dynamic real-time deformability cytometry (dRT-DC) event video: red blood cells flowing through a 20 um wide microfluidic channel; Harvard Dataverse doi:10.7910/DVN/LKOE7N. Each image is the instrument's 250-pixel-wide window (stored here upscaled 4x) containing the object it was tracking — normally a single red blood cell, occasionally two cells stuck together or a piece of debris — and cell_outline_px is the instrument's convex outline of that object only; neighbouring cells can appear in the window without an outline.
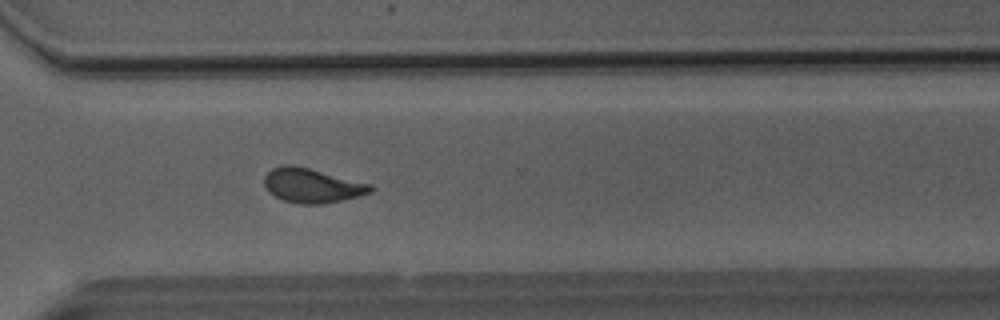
{"species": "Egyptian fruit bat (a non-hibernating species)", "species_latin": "Rousettus aegyptiacus", "temperature_condition": "room temperature", "stored_images_in_passage": 52, "segment_of_instrument_passage": [1, 2], "camera_frame_rate_fps": 3000, "um_per_image_px": 0.085, "animal": {"sex": "male"}, "frame": {"image": 1, "passage_image": 37, "time_ms": 12.0, "image_size_px": [1000, 320], "cell_outline_px": [[376, 188], [372, 192], [324, 204], [300, 204], [284, 200], [268, 192], [264, 184], [264, 176], [272, 168], [284, 164], [296, 164], [372, 184]], "centroid_in_image_um": [26.52, 15.75], "position_along_channel_um": 344.1, "area_um2": 21.5}}
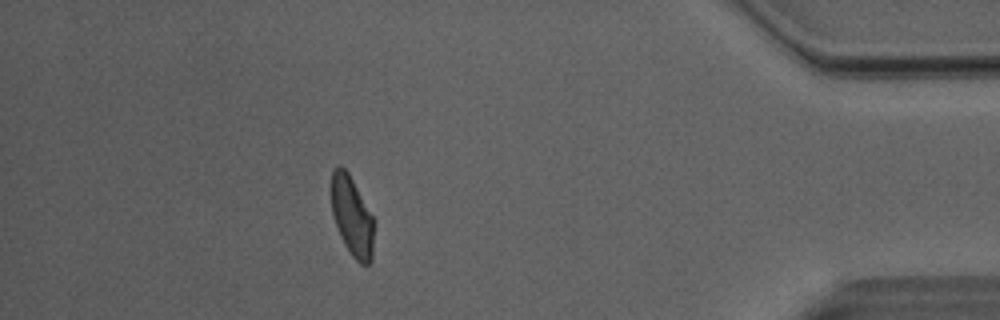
{"frame": {"image": 2, "passage_image": 45, "time_ms": 14.667, "image_size_px": [1000, 320], "cell_outline_px": [[372, 260], [368, 264], [360, 264], [352, 256], [344, 244], [340, 236], [332, 212], [332, 172], [336, 164], [340, 164], [348, 172], [372, 216]], "centroid_in_image_um": [29.89, 18.38], "position_along_channel_um": 405.3, "area_um2": 19.25}}